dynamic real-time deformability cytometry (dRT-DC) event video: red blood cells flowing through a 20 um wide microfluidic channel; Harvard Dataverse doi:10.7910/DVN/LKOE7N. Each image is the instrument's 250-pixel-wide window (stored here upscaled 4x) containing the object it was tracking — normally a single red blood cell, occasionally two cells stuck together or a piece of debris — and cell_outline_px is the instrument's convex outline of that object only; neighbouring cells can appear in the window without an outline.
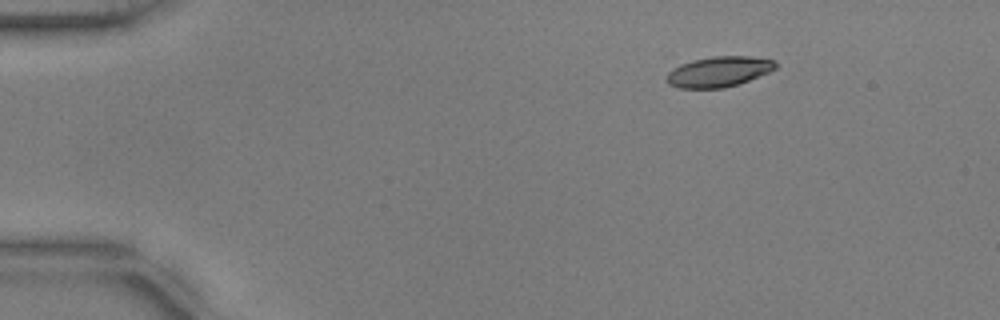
{"species": "common noctule bat (a hibernating species)", "species_latin": "Nyctalus noctula", "temperature_condition": "warm", "stored_images_in_passage": 17, "camera_frame_rate_fps": 3000, "um_per_image_px": 0.085, "animal": {"sex": "male", "body_mass_g": 17.9, "forearm_length_mm": 54.2}, "frame": {"image": 1, "passage_image": 1, "time_ms": 0.0, "image_size_px": [1000, 320], "cell_outline_px": [[776, 68], [768, 72], [748, 80], [724, 88], [676, 88], [668, 84], [664, 80], [672, 64], [712, 56], [752, 56], [776, 60]], "centroid_in_image_um": [60.99, 6.08], "position_along_channel_um": 24.0, "area_um2": 19.71}}